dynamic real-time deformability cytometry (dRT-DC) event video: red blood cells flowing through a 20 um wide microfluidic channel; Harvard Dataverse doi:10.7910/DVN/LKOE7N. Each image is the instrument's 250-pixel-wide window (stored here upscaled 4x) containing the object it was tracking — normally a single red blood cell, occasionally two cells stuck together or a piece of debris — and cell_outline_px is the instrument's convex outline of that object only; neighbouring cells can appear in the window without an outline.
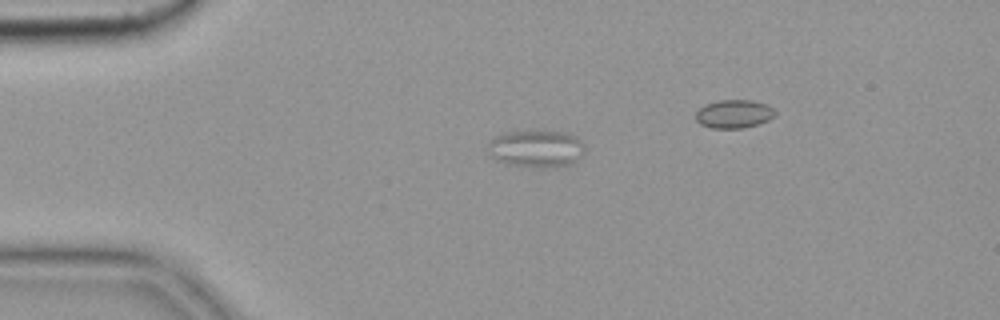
{"species": "common noctule bat (a hibernating species)", "species_latin": "Nyctalus noctula", "temperature_condition": "cold", "stored_images_in_passage": 5, "camera_frame_rate_fps": 3000, "um_per_image_px": 0.085, "animal": {"sex": "female", "body_mass_g": 19.9}, "frame": {"image": 1, "passage_image": 3, "time_ms": 0.667, "image_size_px": [1000, 320], "cell_outline_px": [[584, 152], [572, 164], [544, 168], [508, 164], [492, 156], [488, 152], [488, 144], [496, 136], [508, 132], [564, 132], [576, 136], [584, 144]], "centroid_in_image_um": [45.61, 12.65], "position_along_channel_um": 39.4, "area_um2": 20.58}}